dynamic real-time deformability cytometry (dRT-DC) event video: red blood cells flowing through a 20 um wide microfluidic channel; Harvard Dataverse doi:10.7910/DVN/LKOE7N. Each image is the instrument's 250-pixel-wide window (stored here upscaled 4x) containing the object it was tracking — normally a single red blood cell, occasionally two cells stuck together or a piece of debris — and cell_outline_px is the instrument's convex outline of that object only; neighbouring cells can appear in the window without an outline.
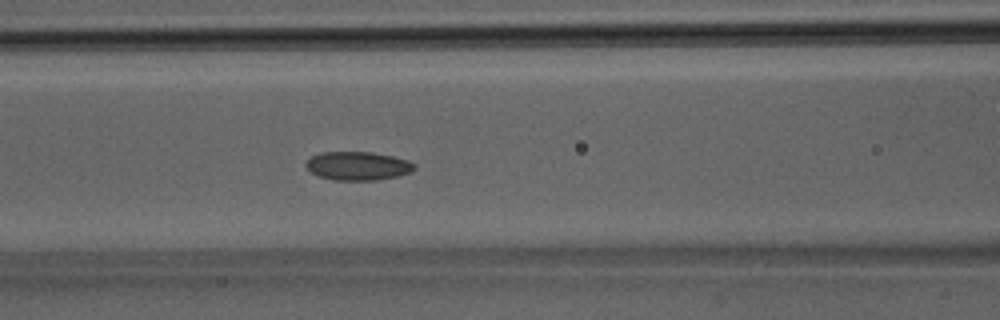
{"species": "Egyptian fruit bat (a non-hibernating species)", "species_latin": "Rousettus aegyptiacus", "temperature_condition": "room temperature", "stored_images_in_passage": 39, "camera_frame_rate_fps": 3000, "um_per_image_px": 0.085, "animal": {"sex": "male"}, "frame": {"image": 1, "passage_image": 17, "time_ms": 5.333, "image_size_px": [1000, 320], "cell_outline_px": [[416, 168], [408, 172], [396, 176], [376, 180], [332, 180], [320, 176], [312, 172], [304, 164], [312, 156], [320, 152], [372, 152], [392, 156], [408, 160], [416, 164]], "centroid_in_image_um": [30.41, 14.09], "position_along_channel_um": 136.2, "area_um2": 17.92}}
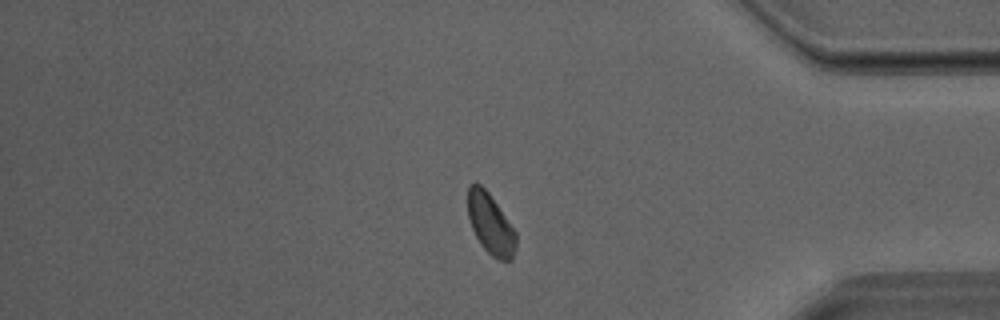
{"frame": {"image": 2, "passage_image": 33, "time_ms": 10.667, "image_size_px": [1000, 320], "cell_outline_px": [[516, 248], [512, 260], [496, 260], [480, 244], [472, 228], [468, 216], [468, 184], [480, 184], [488, 192], [516, 232]], "centroid_in_image_um": [41.7, 19.06], "position_along_channel_um": 393.5, "area_um2": 16.88}}
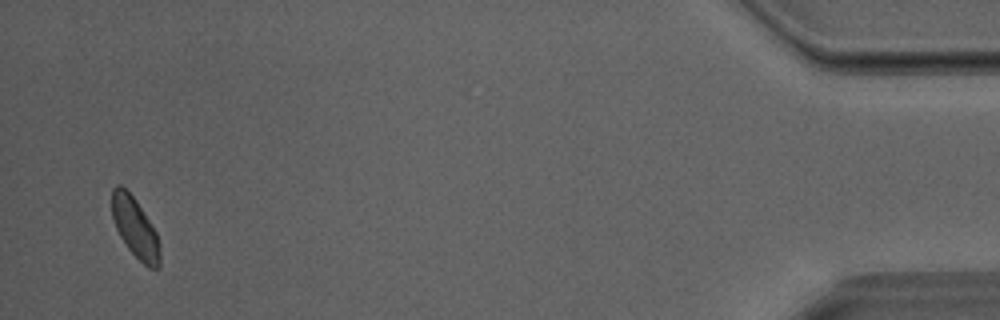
{"frame": {"image": 3, "passage_image": 38, "time_ms": 12.333, "image_size_px": [1000, 320], "cell_outline_px": [[160, 268], [148, 268], [128, 248], [120, 236], [116, 228], [112, 216], [112, 188], [116, 184], [120, 184], [136, 200], [156, 232], [160, 244]], "centroid_in_image_um": [11.49, 19.36], "position_along_channel_um": 423.7, "area_um2": 16.65}}